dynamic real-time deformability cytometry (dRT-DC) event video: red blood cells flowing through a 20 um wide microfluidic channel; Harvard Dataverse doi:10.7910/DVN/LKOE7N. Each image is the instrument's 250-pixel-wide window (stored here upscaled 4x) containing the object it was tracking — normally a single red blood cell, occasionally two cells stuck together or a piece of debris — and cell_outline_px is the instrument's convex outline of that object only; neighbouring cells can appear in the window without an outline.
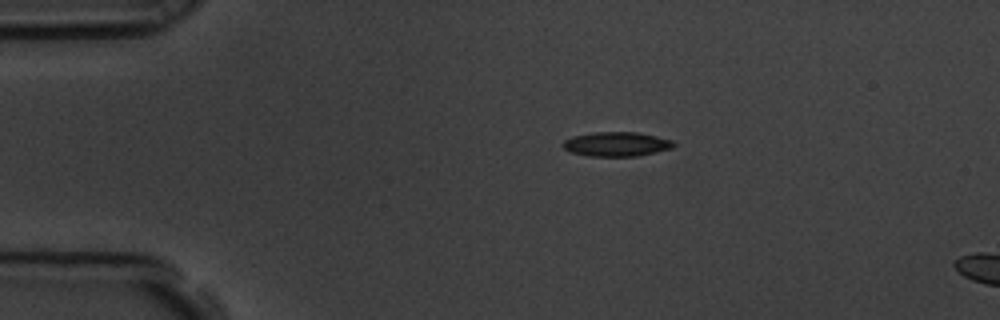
{"species": "common noctule bat (a hibernating species)", "species_latin": "Nyctalus noctula", "temperature_condition": "room temperature", "stored_images_in_passage": 5, "camera_frame_rate_fps": 3000, "um_per_image_px": 0.085, "animal": {"sex": "male", "body_mass_g": 19.5, "forearm_length_mm": 54.6}, "frame": {"image": 1, "passage_image": 3, "time_ms": 0.667, "image_size_px": [1000, 320], "cell_outline_px": [[676, 144], [672, 148], [656, 152], [636, 156], [588, 156], [572, 152], [564, 148], [560, 144], [564, 140], [572, 136], [592, 132], [636, 132], [656, 136], [672, 140]], "centroid_in_image_um": [52.38, 12.24], "position_along_channel_um": 32.6, "area_um2": 15.78}}